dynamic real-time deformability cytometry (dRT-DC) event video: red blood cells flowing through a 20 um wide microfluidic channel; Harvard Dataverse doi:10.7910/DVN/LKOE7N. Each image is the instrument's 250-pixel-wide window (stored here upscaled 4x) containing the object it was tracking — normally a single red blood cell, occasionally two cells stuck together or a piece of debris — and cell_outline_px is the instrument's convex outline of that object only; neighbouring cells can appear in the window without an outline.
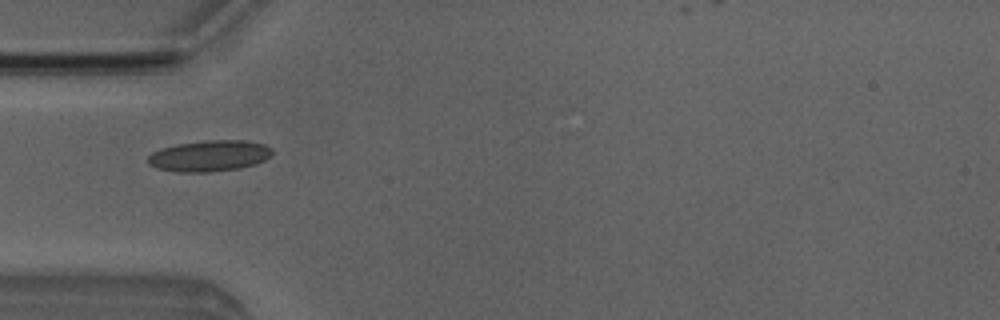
{"species": "Egyptian fruit bat (a non-hibernating species)", "species_latin": "Rousettus aegyptiacus", "temperature_condition": "room temperature", "stored_images_in_passage": 4, "camera_frame_rate_fps": 3000, "um_per_image_px": 0.085, "animal": {"sex": "male"}, "frame": {"image": 1, "passage_image": 1, "time_ms": 0.0, "image_size_px": [1000, 320], "cell_outline_px": [[272, 152], [264, 160], [256, 164], [240, 168], [208, 172], [176, 172], [156, 168], [148, 164], [148, 156], [152, 152], [160, 148], [176, 144], [208, 140], [244, 140], [264, 144], [272, 148]], "centroid_in_image_um": [17.76, 13.25], "position_along_channel_um": 67.2, "area_um2": 22.6}}